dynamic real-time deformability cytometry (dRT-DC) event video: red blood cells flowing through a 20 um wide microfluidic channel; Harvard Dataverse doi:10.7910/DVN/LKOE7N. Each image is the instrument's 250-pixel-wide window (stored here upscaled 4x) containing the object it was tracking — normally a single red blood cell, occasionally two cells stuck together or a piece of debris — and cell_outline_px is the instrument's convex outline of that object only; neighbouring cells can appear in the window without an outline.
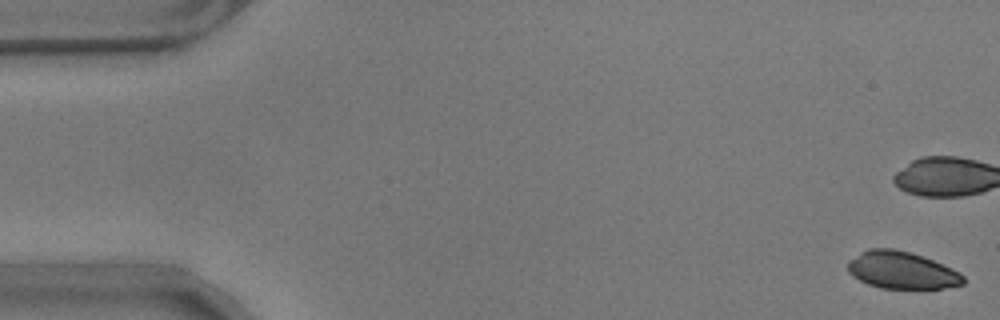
{"species": "common noctule bat (a hibernating species)", "species_latin": "Nyctalus noctula", "temperature_condition": "warm", "stored_images_in_passage": 20, "camera_frame_rate_fps": 3000, "um_per_image_px": 0.085, "animal": {"sex": "male", "body_mass_g": 17.9}, "frame": {"image": 1, "passage_image": 1, "time_ms": 0.0, "image_size_px": [1000, 320], "cell_outline_px": [[964, 284], [940, 288], [880, 288], [868, 284], [852, 276], [848, 272], [848, 260], [860, 252], [868, 248], [896, 248], [912, 252], [952, 268], [960, 272], [964, 276]], "centroid_in_image_um": [76.62, 22.95], "position_along_channel_um": 8.4, "area_um2": 25.14}}